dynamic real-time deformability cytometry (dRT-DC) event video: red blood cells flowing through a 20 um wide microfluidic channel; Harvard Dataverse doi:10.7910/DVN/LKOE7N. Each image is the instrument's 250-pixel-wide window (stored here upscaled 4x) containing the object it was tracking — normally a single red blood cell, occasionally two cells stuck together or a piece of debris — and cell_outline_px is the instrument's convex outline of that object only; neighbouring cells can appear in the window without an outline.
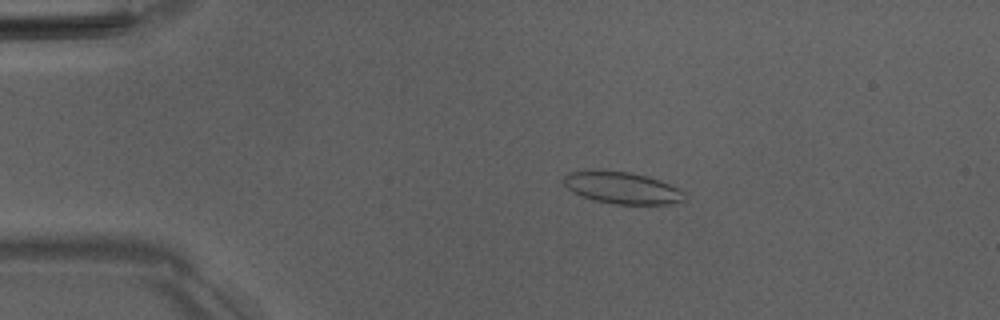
{"species": "Egyptian fruit bat (a non-hibernating species)", "species_latin": "Rousettus aegyptiacus", "temperature_condition": "room temperature", "stored_images_in_passage": 51, "camera_frame_rate_fps": 3000, "um_per_image_px": 0.085, "animal": {"sex": "male"}, "frame": {"image": 1, "passage_image": 10, "time_ms": 3.0, "image_size_px": [1000, 320], "cell_outline_px": [[684, 200], [668, 204], [616, 204], [592, 200], [580, 196], [572, 192], [564, 184], [564, 176], [568, 172], [588, 168], [596, 168], [628, 172], [648, 176], [660, 180], [680, 188], [684, 192]], "centroid_in_image_um": [52.81, 15.93], "position_along_channel_um": 32.2, "area_um2": 23.0}}
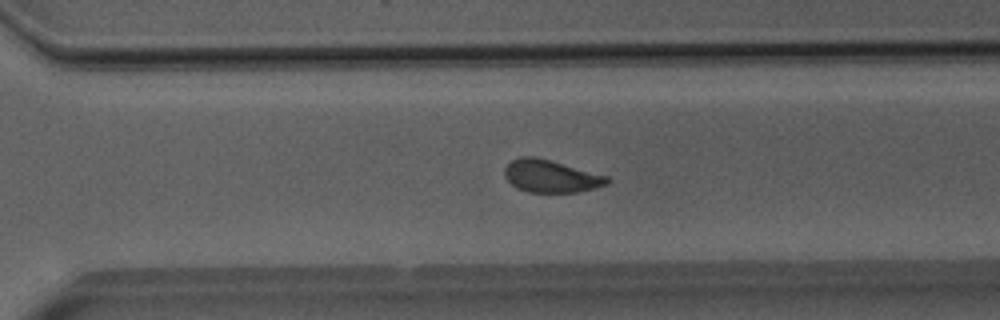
{"frame": {"image": 2, "passage_image": 36, "time_ms": 11.667, "image_size_px": [1000, 320], "cell_outline_px": [[612, 180], [608, 184], [596, 188], [576, 192], [528, 192], [516, 188], [504, 176], [504, 168], [512, 160], [520, 156], [536, 156], [608, 176]], "centroid_in_image_um": [46.83, 14.97], "position_along_channel_um": 323.8, "area_um2": 19.54}}
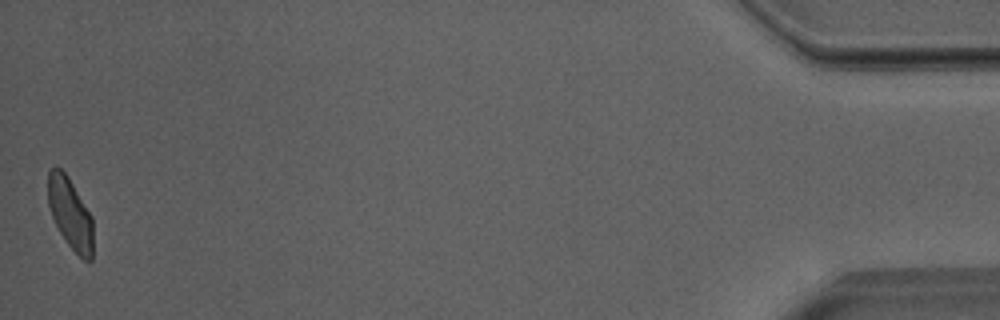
{"frame": {"image": 3, "passage_image": 51, "time_ms": 16.667, "image_size_px": [1000, 320], "cell_outline_px": [[92, 260], [84, 260], [68, 244], [60, 232], [52, 216], [48, 204], [48, 168], [56, 164], [68, 176], [92, 216]], "centroid_in_image_um": [5.95, 18.08], "position_along_channel_um": 429.3, "area_um2": 18.61}, "authors_computed_cell_mechanics": {"area_um2": 20.1722, "velocity_mm_per_s": 3.9953, "shape_relaxation_time_tau1_ms": 6.0885, "shape_relaxation_time_tau2_ms": 1.4498, "deformation_change_tau1": 0.1326, "deformation_change_tau2": 0.0644}}